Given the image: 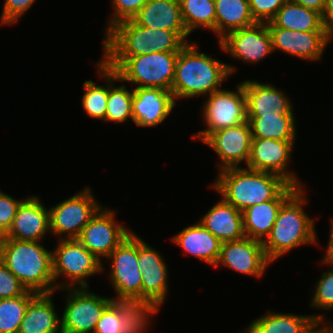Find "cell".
I'll return each instance as SVG.
<instances>
[{"label":"cell","instance_id":"ee69618b","mask_svg":"<svg viewBox=\"0 0 333 333\" xmlns=\"http://www.w3.org/2000/svg\"><path fill=\"white\" fill-rule=\"evenodd\" d=\"M331 233L328 241V245L325 251V256L322 258L324 264L333 265V221L331 220Z\"/></svg>","mask_w":333,"mask_h":333},{"label":"cell","instance_id":"d6986e66","mask_svg":"<svg viewBox=\"0 0 333 333\" xmlns=\"http://www.w3.org/2000/svg\"><path fill=\"white\" fill-rule=\"evenodd\" d=\"M272 38L273 52L276 49L309 61L322 58L324 49L331 41L326 31H294L268 27Z\"/></svg>","mask_w":333,"mask_h":333},{"label":"cell","instance_id":"60d3db41","mask_svg":"<svg viewBox=\"0 0 333 333\" xmlns=\"http://www.w3.org/2000/svg\"><path fill=\"white\" fill-rule=\"evenodd\" d=\"M4 7L1 14V24H13L32 6L35 0H4Z\"/></svg>","mask_w":333,"mask_h":333},{"label":"cell","instance_id":"7a4b0ae2","mask_svg":"<svg viewBox=\"0 0 333 333\" xmlns=\"http://www.w3.org/2000/svg\"><path fill=\"white\" fill-rule=\"evenodd\" d=\"M187 31L143 27L132 19L117 23L106 33L103 57H131L153 52H179L189 41Z\"/></svg>","mask_w":333,"mask_h":333},{"label":"cell","instance_id":"d4e9b609","mask_svg":"<svg viewBox=\"0 0 333 333\" xmlns=\"http://www.w3.org/2000/svg\"><path fill=\"white\" fill-rule=\"evenodd\" d=\"M172 241L209 265H216L222 243L200 222L190 225L177 233Z\"/></svg>","mask_w":333,"mask_h":333},{"label":"cell","instance_id":"ba28073f","mask_svg":"<svg viewBox=\"0 0 333 333\" xmlns=\"http://www.w3.org/2000/svg\"><path fill=\"white\" fill-rule=\"evenodd\" d=\"M102 262L89 252L77 239H60L58 245L52 251V272L56 280L63 276L69 280V284L59 283V289L88 288L85 278L101 273Z\"/></svg>","mask_w":333,"mask_h":333},{"label":"cell","instance_id":"9c48e42d","mask_svg":"<svg viewBox=\"0 0 333 333\" xmlns=\"http://www.w3.org/2000/svg\"><path fill=\"white\" fill-rule=\"evenodd\" d=\"M202 116L207 128L192 135V138L202 142L217 130L246 122V98L242 82L238 84L236 92L220 89L208 95Z\"/></svg>","mask_w":333,"mask_h":333},{"label":"cell","instance_id":"f35d334b","mask_svg":"<svg viewBox=\"0 0 333 333\" xmlns=\"http://www.w3.org/2000/svg\"><path fill=\"white\" fill-rule=\"evenodd\" d=\"M27 289L0 260V299L24 295Z\"/></svg>","mask_w":333,"mask_h":333},{"label":"cell","instance_id":"484cf974","mask_svg":"<svg viewBox=\"0 0 333 333\" xmlns=\"http://www.w3.org/2000/svg\"><path fill=\"white\" fill-rule=\"evenodd\" d=\"M132 20L143 27L187 31L182 20L179 0H149Z\"/></svg>","mask_w":333,"mask_h":333},{"label":"cell","instance_id":"603a6c76","mask_svg":"<svg viewBox=\"0 0 333 333\" xmlns=\"http://www.w3.org/2000/svg\"><path fill=\"white\" fill-rule=\"evenodd\" d=\"M242 84L246 98V116H262L267 113L293 115L290 100L272 84L256 80H244Z\"/></svg>","mask_w":333,"mask_h":333},{"label":"cell","instance_id":"1f68e13d","mask_svg":"<svg viewBox=\"0 0 333 333\" xmlns=\"http://www.w3.org/2000/svg\"><path fill=\"white\" fill-rule=\"evenodd\" d=\"M115 81H120L118 74L109 68V92L105 122L123 123L128 119L133 121L132 98L133 90L130 91L123 84L114 86Z\"/></svg>","mask_w":333,"mask_h":333},{"label":"cell","instance_id":"6da1fadb","mask_svg":"<svg viewBox=\"0 0 333 333\" xmlns=\"http://www.w3.org/2000/svg\"><path fill=\"white\" fill-rule=\"evenodd\" d=\"M196 42L187 43L179 52L175 63L171 92L175 101L181 98L210 95L236 68L198 52Z\"/></svg>","mask_w":333,"mask_h":333},{"label":"cell","instance_id":"2e32d148","mask_svg":"<svg viewBox=\"0 0 333 333\" xmlns=\"http://www.w3.org/2000/svg\"><path fill=\"white\" fill-rule=\"evenodd\" d=\"M251 127L248 121L211 133L203 142L219 157V170L248 163L251 152Z\"/></svg>","mask_w":333,"mask_h":333},{"label":"cell","instance_id":"cb8c5ba5","mask_svg":"<svg viewBox=\"0 0 333 333\" xmlns=\"http://www.w3.org/2000/svg\"><path fill=\"white\" fill-rule=\"evenodd\" d=\"M199 222L221 243L245 237L242 212L223 198L213 205Z\"/></svg>","mask_w":333,"mask_h":333},{"label":"cell","instance_id":"ac0fdd59","mask_svg":"<svg viewBox=\"0 0 333 333\" xmlns=\"http://www.w3.org/2000/svg\"><path fill=\"white\" fill-rule=\"evenodd\" d=\"M225 265L241 274L261 277L271 262L267 259L262 242L244 237L224 242L215 267Z\"/></svg>","mask_w":333,"mask_h":333},{"label":"cell","instance_id":"b9f144b4","mask_svg":"<svg viewBox=\"0 0 333 333\" xmlns=\"http://www.w3.org/2000/svg\"><path fill=\"white\" fill-rule=\"evenodd\" d=\"M323 28L328 37L333 38V0H326L322 13Z\"/></svg>","mask_w":333,"mask_h":333},{"label":"cell","instance_id":"836d02e7","mask_svg":"<svg viewBox=\"0 0 333 333\" xmlns=\"http://www.w3.org/2000/svg\"><path fill=\"white\" fill-rule=\"evenodd\" d=\"M99 75L106 79L108 85H96L92 80H86L83 84L85 90L82 96V106L86 113L95 119L105 120L107 99L109 92V67L102 61L96 63Z\"/></svg>","mask_w":333,"mask_h":333},{"label":"cell","instance_id":"5b68a950","mask_svg":"<svg viewBox=\"0 0 333 333\" xmlns=\"http://www.w3.org/2000/svg\"><path fill=\"white\" fill-rule=\"evenodd\" d=\"M304 187L298 188L280 207L270 234L262 242L265 255L272 263L285 253L304 244L316 243L314 220L305 213Z\"/></svg>","mask_w":333,"mask_h":333},{"label":"cell","instance_id":"3957f363","mask_svg":"<svg viewBox=\"0 0 333 333\" xmlns=\"http://www.w3.org/2000/svg\"><path fill=\"white\" fill-rule=\"evenodd\" d=\"M0 260L27 291L49 294L59 289L52 272V251L39 241L2 238Z\"/></svg>","mask_w":333,"mask_h":333},{"label":"cell","instance_id":"83f0119b","mask_svg":"<svg viewBox=\"0 0 333 333\" xmlns=\"http://www.w3.org/2000/svg\"><path fill=\"white\" fill-rule=\"evenodd\" d=\"M324 316L267 312L250 322L244 333H306L317 321L324 322Z\"/></svg>","mask_w":333,"mask_h":333},{"label":"cell","instance_id":"ab89813d","mask_svg":"<svg viewBox=\"0 0 333 333\" xmlns=\"http://www.w3.org/2000/svg\"><path fill=\"white\" fill-rule=\"evenodd\" d=\"M22 201L16 200L12 196L0 191V233L3 236L10 229L18 206Z\"/></svg>","mask_w":333,"mask_h":333},{"label":"cell","instance_id":"30bf717a","mask_svg":"<svg viewBox=\"0 0 333 333\" xmlns=\"http://www.w3.org/2000/svg\"><path fill=\"white\" fill-rule=\"evenodd\" d=\"M94 198L87 186L81 192L49 208L50 233L58 235L60 239H77L82 229L101 208Z\"/></svg>","mask_w":333,"mask_h":333},{"label":"cell","instance_id":"f6af8a7d","mask_svg":"<svg viewBox=\"0 0 333 333\" xmlns=\"http://www.w3.org/2000/svg\"><path fill=\"white\" fill-rule=\"evenodd\" d=\"M320 324L323 323L317 321L306 333H333V324H323V326H321ZM318 326L320 327L318 328Z\"/></svg>","mask_w":333,"mask_h":333},{"label":"cell","instance_id":"ffe728a7","mask_svg":"<svg viewBox=\"0 0 333 333\" xmlns=\"http://www.w3.org/2000/svg\"><path fill=\"white\" fill-rule=\"evenodd\" d=\"M176 101L171 91L160 88H134L132 98L133 122L140 127L161 124L172 112Z\"/></svg>","mask_w":333,"mask_h":333},{"label":"cell","instance_id":"74e56055","mask_svg":"<svg viewBox=\"0 0 333 333\" xmlns=\"http://www.w3.org/2000/svg\"><path fill=\"white\" fill-rule=\"evenodd\" d=\"M252 17L257 23H267L288 0H248Z\"/></svg>","mask_w":333,"mask_h":333},{"label":"cell","instance_id":"7402d4cb","mask_svg":"<svg viewBox=\"0 0 333 333\" xmlns=\"http://www.w3.org/2000/svg\"><path fill=\"white\" fill-rule=\"evenodd\" d=\"M298 189L288 184L273 200L242 211L245 236L263 242L270 234L281 205Z\"/></svg>","mask_w":333,"mask_h":333},{"label":"cell","instance_id":"e575fe53","mask_svg":"<svg viewBox=\"0 0 333 333\" xmlns=\"http://www.w3.org/2000/svg\"><path fill=\"white\" fill-rule=\"evenodd\" d=\"M36 295L27 291L18 297L0 299V333H18L27 306Z\"/></svg>","mask_w":333,"mask_h":333},{"label":"cell","instance_id":"e0dca14e","mask_svg":"<svg viewBox=\"0 0 333 333\" xmlns=\"http://www.w3.org/2000/svg\"><path fill=\"white\" fill-rule=\"evenodd\" d=\"M153 308L127 301H112L101 314L93 333H146Z\"/></svg>","mask_w":333,"mask_h":333},{"label":"cell","instance_id":"8d00e7d4","mask_svg":"<svg viewBox=\"0 0 333 333\" xmlns=\"http://www.w3.org/2000/svg\"><path fill=\"white\" fill-rule=\"evenodd\" d=\"M148 1L149 0H112V6L115 10L107 24L105 34L117 23L132 19Z\"/></svg>","mask_w":333,"mask_h":333},{"label":"cell","instance_id":"4316f807","mask_svg":"<svg viewBox=\"0 0 333 333\" xmlns=\"http://www.w3.org/2000/svg\"><path fill=\"white\" fill-rule=\"evenodd\" d=\"M52 294H37L29 302L18 333H62Z\"/></svg>","mask_w":333,"mask_h":333},{"label":"cell","instance_id":"277c9868","mask_svg":"<svg viewBox=\"0 0 333 333\" xmlns=\"http://www.w3.org/2000/svg\"><path fill=\"white\" fill-rule=\"evenodd\" d=\"M288 184L274 173L231 167L219 171L212 187L242 212L255 204L273 200Z\"/></svg>","mask_w":333,"mask_h":333},{"label":"cell","instance_id":"8992f818","mask_svg":"<svg viewBox=\"0 0 333 333\" xmlns=\"http://www.w3.org/2000/svg\"><path fill=\"white\" fill-rule=\"evenodd\" d=\"M178 52H153L131 57H103L120 81L136 83L134 88H160L171 91Z\"/></svg>","mask_w":333,"mask_h":333},{"label":"cell","instance_id":"44dd1931","mask_svg":"<svg viewBox=\"0 0 333 333\" xmlns=\"http://www.w3.org/2000/svg\"><path fill=\"white\" fill-rule=\"evenodd\" d=\"M50 232L49 210L38 197L23 199L18 206L12 225L3 238L20 241H41Z\"/></svg>","mask_w":333,"mask_h":333},{"label":"cell","instance_id":"5bb4252c","mask_svg":"<svg viewBox=\"0 0 333 333\" xmlns=\"http://www.w3.org/2000/svg\"><path fill=\"white\" fill-rule=\"evenodd\" d=\"M294 143L295 141L252 139L247 168L277 174L289 184L301 188L303 185L297 176L287 170Z\"/></svg>","mask_w":333,"mask_h":333},{"label":"cell","instance_id":"7c38bea8","mask_svg":"<svg viewBox=\"0 0 333 333\" xmlns=\"http://www.w3.org/2000/svg\"><path fill=\"white\" fill-rule=\"evenodd\" d=\"M114 215L115 211L101 207L77 238L101 262V257L107 258L132 232L131 229H126L125 226L115 221Z\"/></svg>","mask_w":333,"mask_h":333},{"label":"cell","instance_id":"d6a6232c","mask_svg":"<svg viewBox=\"0 0 333 333\" xmlns=\"http://www.w3.org/2000/svg\"><path fill=\"white\" fill-rule=\"evenodd\" d=\"M181 16L187 32L205 28L215 32L214 0H179Z\"/></svg>","mask_w":333,"mask_h":333},{"label":"cell","instance_id":"8fae6325","mask_svg":"<svg viewBox=\"0 0 333 333\" xmlns=\"http://www.w3.org/2000/svg\"><path fill=\"white\" fill-rule=\"evenodd\" d=\"M87 289L78 286L62 289L68 292L61 317L62 333H93L104 309L113 301Z\"/></svg>","mask_w":333,"mask_h":333},{"label":"cell","instance_id":"52a82bcc","mask_svg":"<svg viewBox=\"0 0 333 333\" xmlns=\"http://www.w3.org/2000/svg\"><path fill=\"white\" fill-rule=\"evenodd\" d=\"M111 259L110 279L117 297L142 306V278L138 267V236L131 232L107 257Z\"/></svg>","mask_w":333,"mask_h":333},{"label":"cell","instance_id":"4dcf8cb0","mask_svg":"<svg viewBox=\"0 0 333 333\" xmlns=\"http://www.w3.org/2000/svg\"><path fill=\"white\" fill-rule=\"evenodd\" d=\"M251 127L252 139L295 141L296 122L294 115L277 113L262 116H246Z\"/></svg>","mask_w":333,"mask_h":333},{"label":"cell","instance_id":"4fadbf2b","mask_svg":"<svg viewBox=\"0 0 333 333\" xmlns=\"http://www.w3.org/2000/svg\"><path fill=\"white\" fill-rule=\"evenodd\" d=\"M138 267L142 278V306L156 312L168 294V270L162 255L138 237Z\"/></svg>","mask_w":333,"mask_h":333},{"label":"cell","instance_id":"7bdbcfd3","mask_svg":"<svg viewBox=\"0 0 333 333\" xmlns=\"http://www.w3.org/2000/svg\"><path fill=\"white\" fill-rule=\"evenodd\" d=\"M289 1L295 2L310 10L319 12L321 15L323 13V9L326 2V0H289Z\"/></svg>","mask_w":333,"mask_h":333},{"label":"cell","instance_id":"f1b7e54d","mask_svg":"<svg viewBox=\"0 0 333 333\" xmlns=\"http://www.w3.org/2000/svg\"><path fill=\"white\" fill-rule=\"evenodd\" d=\"M268 27H279L294 31H325L322 15L292 1H287L267 22Z\"/></svg>","mask_w":333,"mask_h":333},{"label":"cell","instance_id":"9a60e30c","mask_svg":"<svg viewBox=\"0 0 333 333\" xmlns=\"http://www.w3.org/2000/svg\"><path fill=\"white\" fill-rule=\"evenodd\" d=\"M219 45L232 57L253 64L273 52L267 23L231 31L219 40Z\"/></svg>","mask_w":333,"mask_h":333},{"label":"cell","instance_id":"d590c367","mask_svg":"<svg viewBox=\"0 0 333 333\" xmlns=\"http://www.w3.org/2000/svg\"><path fill=\"white\" fill-rule=\"evenodd\" d=\"M329 266L333 265L329 264ZM310 306L323 310L333 309V268L323 272L317 281Z\"/></svg>","mask_w":333,"mask_h":333},{"label":"cell","instance_id":"bcb514c9","mask_svg":"<svg viewBox=\"0 0 333 333\" xmlns=\"http://www.w3.org/2000/svg\"><path fill=\"white\" fill-rule=\"evenodd\" d=\"M2 238H3V235L0 233V246H1Z\"/></svg>","mask_w":333,"mask_h":333},{"label":"cell","instance_id":"f546056e","mask_svg":"<svg viewBox=\"0 0 333 333\" xmlns=\"http://www.w3.org/2000/svg\"><path fill=\"white\" fill-rule=\"evenodd\" d=\"M214 3L215 33L219 40L231 31L257 23L252 17L248 0H214Z\"/></svg>","mask_w":333,"mask_h":333}]
</instances>
